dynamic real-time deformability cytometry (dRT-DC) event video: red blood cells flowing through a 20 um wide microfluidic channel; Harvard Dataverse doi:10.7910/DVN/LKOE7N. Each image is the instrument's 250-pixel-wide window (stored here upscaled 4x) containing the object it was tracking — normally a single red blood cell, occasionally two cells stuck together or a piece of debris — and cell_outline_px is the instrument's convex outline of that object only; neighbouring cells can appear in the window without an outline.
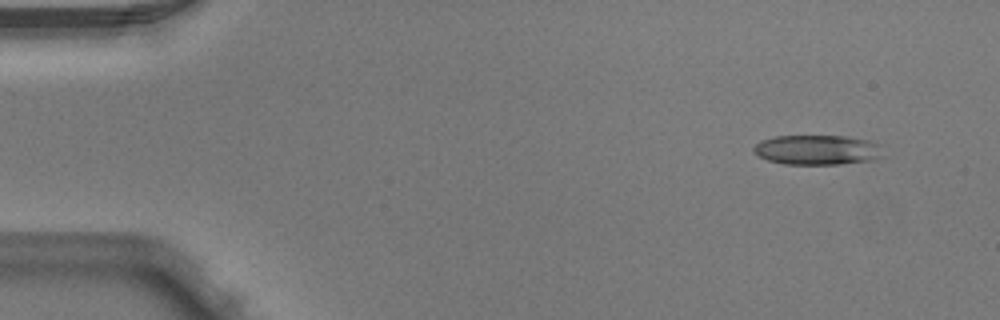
{"species": "Egyptian fruit bat (a non-hibernating species)", "species_latin": "Rousettus aegyptiacus", "temperature_condition": "warm", "stored_images_in_passage": 3, "camera_frame_rate_fps": 3000, "um_per_image_px": 0.085, "animal": {"sex": "male"}, "frame": {"image": 1, "passage_image": 1, "time_ms": 0.0, "image_size_px": [1000, 320], "cell_outline_px": [[888, 156], [876, 160], [840, 164], [784, 164], [768, 160], [760, 156], [752, 148], [760, 140], [776, 136], [848, 136], [868, 140], [876, 144]], "centroid_in_image_um": [69.53, 12.74], "position_along_channel_um": 15.5, "area_um2": 22.66}}
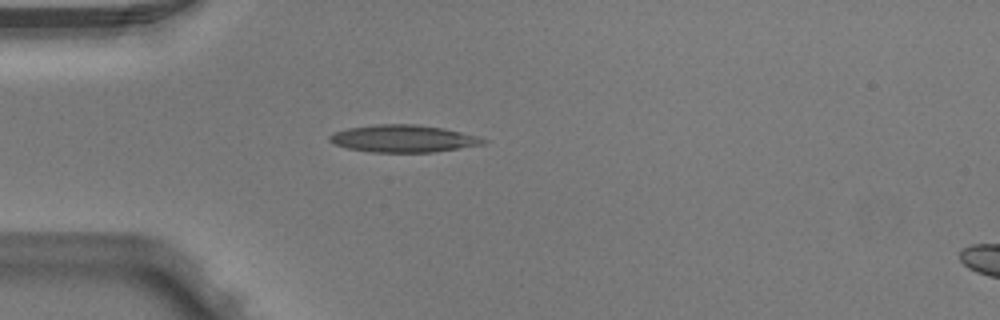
{"frame": {"image": 2, "passage_image": 3, "time_ms": 0.667, "image_size_px": [1000, 320], "cell_outline_px": [[488, 140], [484, 144], [460, 148], [432, 152], [372, 152], [348, 148], [332, 144], [328, 140], [328, 136], [332, 132], [348, 128], [376, 124], [416, 124], [444, 128], [476, 136]], "centroid_in_image_um": [34.23, 11.78], "position_along_channel_um": 50.8, "area_um2": 24.45}}